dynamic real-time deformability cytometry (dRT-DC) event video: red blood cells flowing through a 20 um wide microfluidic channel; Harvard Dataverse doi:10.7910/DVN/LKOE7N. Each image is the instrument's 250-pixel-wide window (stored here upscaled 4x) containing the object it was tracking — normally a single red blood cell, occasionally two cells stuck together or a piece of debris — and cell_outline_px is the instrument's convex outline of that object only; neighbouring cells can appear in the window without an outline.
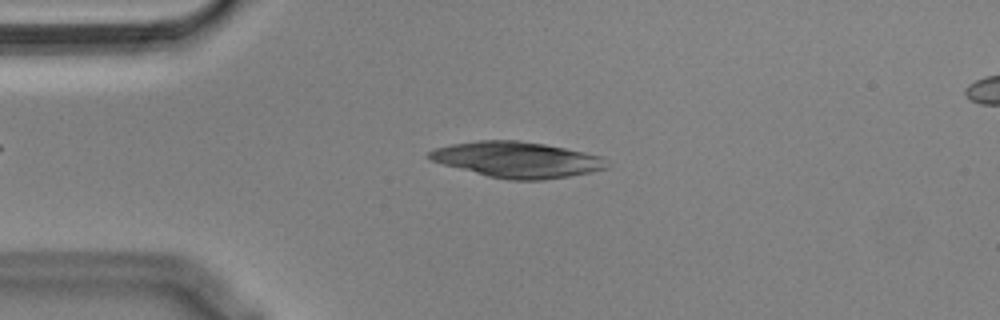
{"species": "Egyptian fruit bat (a non-hibernating species)", "species_latin": "Rousettus aegyptiacus", "temperature_condition": "cold", "stored_images_in_passage": 53, "camera_frame_rate_fps": 3000, "um_per_image_px": 0.085, "animal": {"sex": "male"}, "frame": {"image": 1, "passage_image": 11, "time_ms": 3.333, "image_size_px": [1000, 320], "cell_outline_px": [[608, 168], [592, 172], [544, 180], [508, 180], [488, 176], [444, 164], [432, 160], [428, 156], [428, 152], [436, 148], [452, 144], [476, 140], [516, 140], [544, 144], [584, 152], [600, 156]], "centroid_in_image_um": [43.94, 13.57], "position_along_channel_um": 41.1, "area_um2": 36.59}}